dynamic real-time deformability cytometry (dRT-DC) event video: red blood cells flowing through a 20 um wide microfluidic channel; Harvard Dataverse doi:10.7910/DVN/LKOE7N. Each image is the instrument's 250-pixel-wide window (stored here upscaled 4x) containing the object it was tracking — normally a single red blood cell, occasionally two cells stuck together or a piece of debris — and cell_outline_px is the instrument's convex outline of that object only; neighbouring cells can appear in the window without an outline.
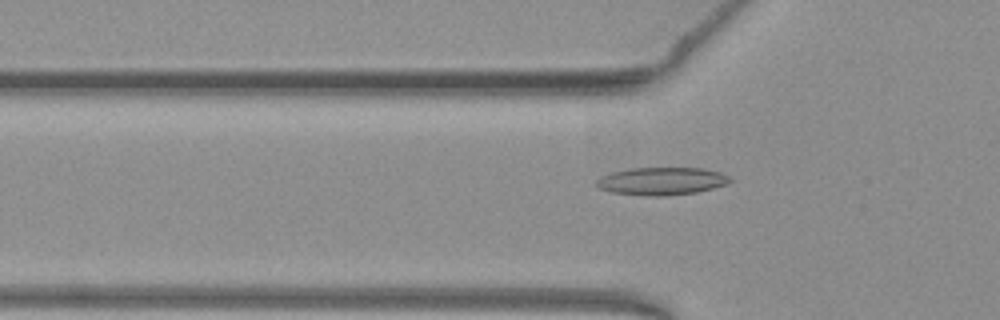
{"species": "common noctule bat (a hibernating species)", "species_latin": "Nyctalus noctula", "temperature_condition": "warm", "stored_images_in_passage": 45, "camera_frame_rate_fps": 3000, "um_per_image_px": 0.085, "animal": {"sex": "female", "body_mass_g": 19.3, "forearm_length_mm": 54.1}, "frame": {"image": 1, "passage_image": 10, "time_ms": 3.0, "image_size_px": [1000, 320], "cell_outline_px": [[732, 180], [724, 184], [712, 188], [696, 192], [668, 196], [648, 196], [612, 192], [596, 188], [596, 180], [600, 176], [612, 172], [628, 168], [704, 168], [720, 172], [728, 176]], "centroid_in_image_um": [56.18, 15.39], "position_along_channel_um": 69.6, "area_um2": 21.62}}
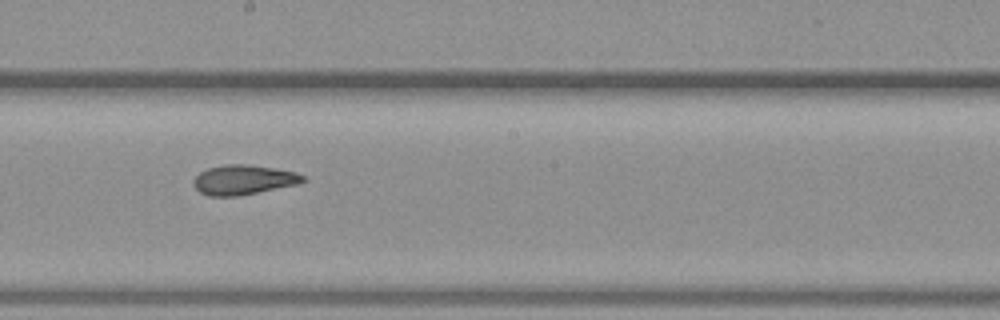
{"frame": {"image": 2, "passage_image": 22, "time_ms": 7.0, "image_size_px": [1000, 320], "cell_outline_px": [[308, 180], [296, 184], [236, 196], [208, 196], [200, 192], [192, 184], [192, 180], [200, 172], [208, 168], [224, 164], [244, 164], [272, 168], [296, 172], [304, 176]], "centroid_in_image_um": [20.65, 15.28], "position_along_channel_um": 227.5, "area_um2": 18.73}}
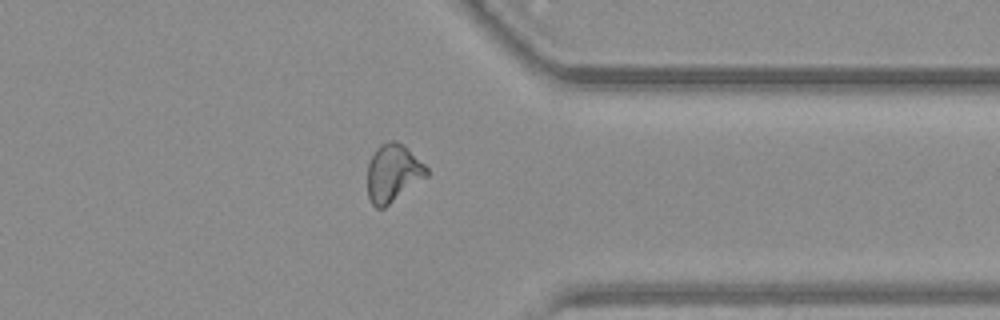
{"frame": {"image": 3, "passage_image": 34, "time_ms": 11.0, "image_size_px": [1000, 320], "cell_outline_px": [[428, 176], [384, 208], [376, 208], [372, 204], [368, 196], [368, 164], [376, 148], [380, 144], [388, 140], [392, 140], [404, 144], [428, 168]], "centroid_in_image_um": [33.41, 14.7], "position_along_channel_um": 378.0, "area_um2": 19.94}, "authors_computed_cell_mechanics": {"area_um2": 19.8254, "velocity_mm_per_s": 3.9301, "shape_relaxation_time_tau1_ms": null, "shape_relaxation_time_tau2_ms": 2.5565, "deformation_change_tau1": null, "deformation_change_tau2": 0.1055}}